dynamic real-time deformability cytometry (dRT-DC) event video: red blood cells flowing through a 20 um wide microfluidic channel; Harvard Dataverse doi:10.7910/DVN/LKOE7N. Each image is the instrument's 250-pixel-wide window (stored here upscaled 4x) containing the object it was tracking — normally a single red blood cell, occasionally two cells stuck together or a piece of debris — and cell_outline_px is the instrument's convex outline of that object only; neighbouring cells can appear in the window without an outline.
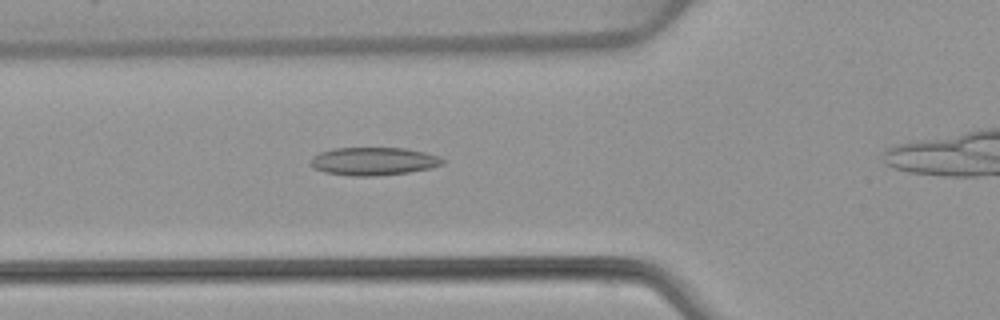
{"species": "common noctule bat (a hibernating species)", "species_latin": "Nyctalus noctula", "temperature_condition": "warm", "stored_images_in_passage": 30, "camera_frame_rate_fps": 3000, "um_per_image_px": 0.085, "animal": {"sex": "female", "body_mass_g": 22.7, "forearm_length_mm": 54.2}, "frame": {"image": 1, "passage_image": 6, "time_ms": 1.667, "image_size_px": [1000, 320], "cell_outline_px": [[444, 164], [432, 168], [408, 172], [376, 176], [352, 176], [324, 172], [308, 164], [308, 160], [312, 156], [320, 152], [332, 148], [404, 148], [424, 152], [440, 156], [444, 160]], "centroid_in_image_um": [31.73, 13.7], "position_along_channel_um": 94.1, "area_um2": 21.73}}
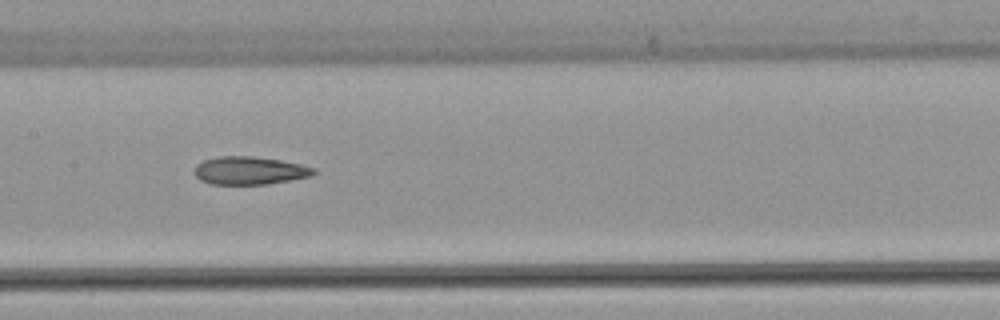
{"frame": {"image": 2, "passage_image": 13, "time_ms": 4.0, "image_size_px": [1000, 320], "cell_outline_px": [[316, 172], [312, 176], [268, 184], [212, 184], [200, 180], [192, 172], [196, 164], [204, 160], [220, 156], [252, 156], [280, 160], [300, 164], [316, 168]], "centroid_in_image_um": [21.2, 14.5], "position_along_channel_um": 186.2, "area_um2": 19.54}}
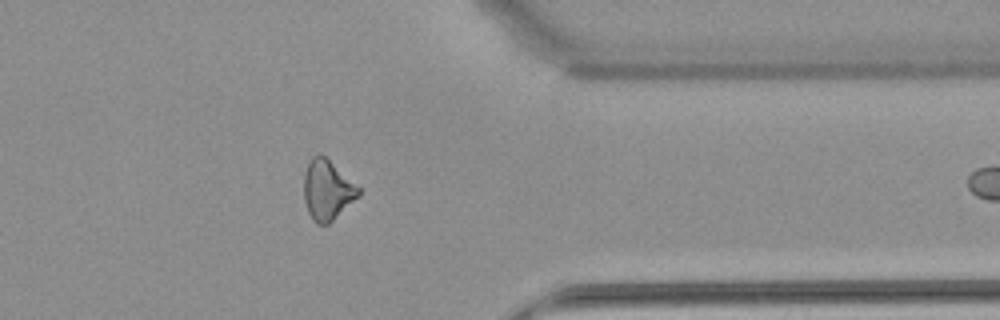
{"frame": {"image": 3, "passage_image": 29, "time_ms": 9.333, "image_size_px": [1000, 320], "cell_outline_px": [[360, 196], [328, 224], [316, 224], [312, 220], [308, 212], [304, 200], [304, 172], [312, 156], [324, 156], [360, 188]], "centroid_in_image_um": [27.81, 16.19], "position_along_channel_um": 383.6, "area_um2": 18.84}}